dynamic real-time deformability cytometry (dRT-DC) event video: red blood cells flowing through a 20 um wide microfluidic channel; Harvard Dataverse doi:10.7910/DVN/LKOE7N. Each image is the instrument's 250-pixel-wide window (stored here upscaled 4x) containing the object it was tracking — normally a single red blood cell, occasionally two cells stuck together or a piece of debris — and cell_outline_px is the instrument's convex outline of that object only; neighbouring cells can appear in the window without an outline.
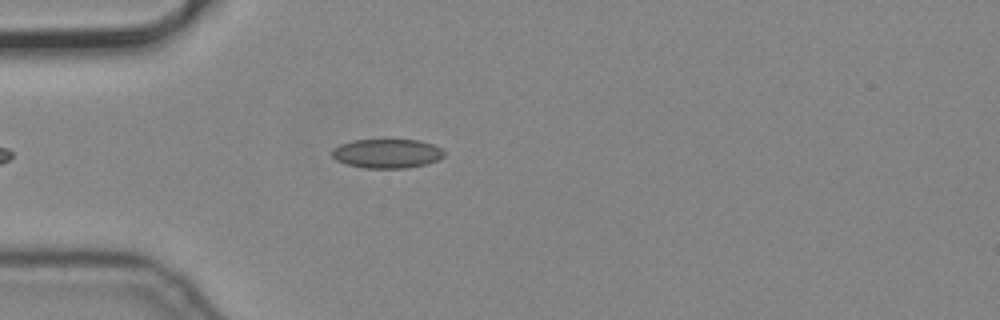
{"species": "common noctule bat (a hibernating species)", "species_latin": "Nyctalus noctula", "temperature_condition": "cold", "stored_images_in_passage": 45, "camera_frame_rate_fps": 3000, "um_per_image_px": 0.085, "animal": {"sex": "male", "body_mass_g": 19.2, "forearm_length_mm": 51.8}, "frame": {"image": 1, "passage_image": 5, "time_ms": 1.333, "image_size_px": [1000, 320], "cell_outline_px": [[444, 156], [428, 164], [408, 168], [364, 168], [344, 164], [336, 160], [332, 156], [332, 148], [340, 144], [352, 140], [420, 140], [432, 144], [440, 148], [444, 152]], "centroid_in_image_um": [32.87, 13.05], "position_along_channel_um": 52.1, "area_um2": 19.19}}
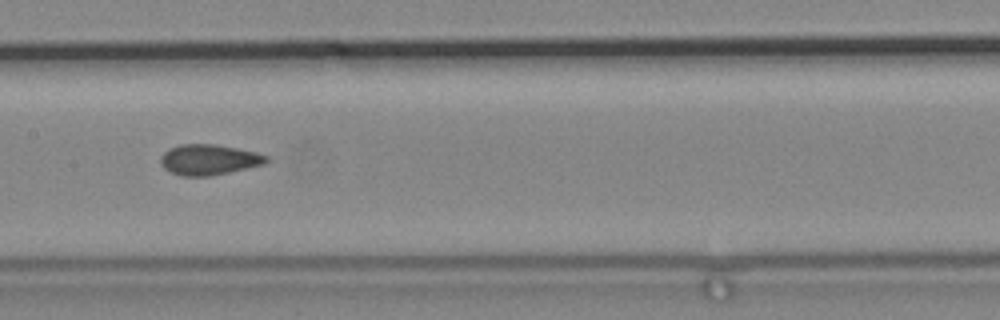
{"frame": {"image": 2, "passage_image": 17, "time_ms": 5.333, "image_size_px": [1000, 320], "cell_outline_px": [[268, 160], [264, 164], [228, 172], [208, 176], [184, 176], [172, 172], [164, 168], [160, 164], [160, 156], [168, 148], [180, 144], [216, 144], [256, 152], [268, 156]], "centroid_in_image_um": [17.72, 13.56], "position_along_channel_um": 189.7, "area_um2": 18.73}}
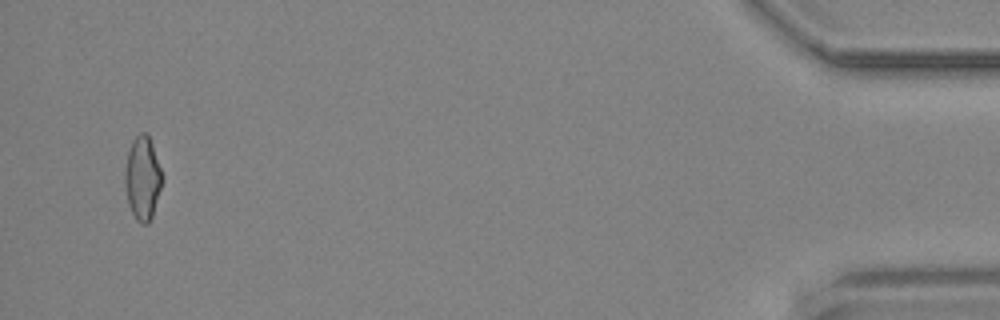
{"frame": {"image": 3, "passage_image": 43, "time_ms": 14.0, "image_size_px": [1000, 320], "cell_outline_px": [[164, 180], [152, 216], [148, 224], [140, 224], [136, 220], [128, 204], [124, 184], [124, 172], [128, 152], [132, 140], [140, 132], [148, 132], [164, 176]], "centroid_in_image_um": [12.13, 15.13], "position_along_channel_um": 423.1, "area_um2": 18.55}}